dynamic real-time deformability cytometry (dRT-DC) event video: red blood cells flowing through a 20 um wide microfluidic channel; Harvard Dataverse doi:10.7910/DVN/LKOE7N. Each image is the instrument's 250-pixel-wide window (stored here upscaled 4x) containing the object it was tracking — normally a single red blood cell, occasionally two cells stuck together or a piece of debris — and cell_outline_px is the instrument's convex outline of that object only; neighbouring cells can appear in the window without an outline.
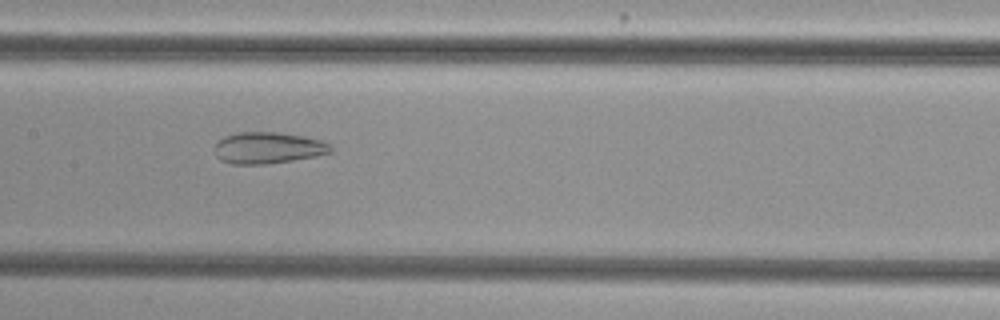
{"species": "common noctule bat (a hibernating species)", "species_latin": "Nyctalus noctula", "temperature_condition": "cold", "stored_images_in_passage": 55, "camera_frame_rate_fps": 3000, "um_per_image_px": 0.085, "animal": {"sex": "female", "body_mass_g": 29.2, "forearm_length_mm": 56.3}, "frame": {"image": 1, "passage_image": 28, "time_ms": 9.0, "image_size_px": [1000, 320], "cell_outline_px": [[332, 152], [316, 156], [292, 160], [264, 164], [232, 164], [220, 160], [216, 156], [216, 144], [224, 136], [236, 132], [276, 132], [304, 136], [320, 140], [328, 144], [332, 148]], "centroid_in_image_um": [22.77, 12.56], "position_along_channel_um": 184.6, "area_um2": 21.15}}
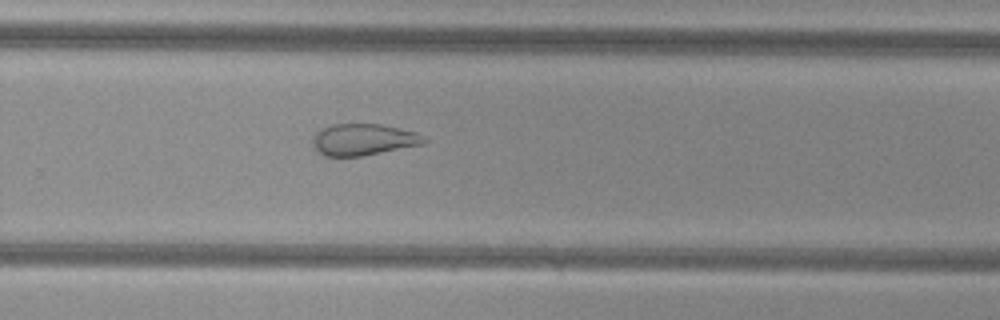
{"frame": {"image": 2, "passage_image": 37, "time_ms": 12.0, "image_size_px": [1000, 320], "cell_outline_px": [[428, 140], [420, 144], [360, 156], [324, 156], [312, 144], [312, 140], [316, 132], [332, 124], [380, 124], [420, 132]], "centroid_in_image_um": [30.9, 11.85], "position_along_channel_um": 298.9, "area_um2": 20.23}}
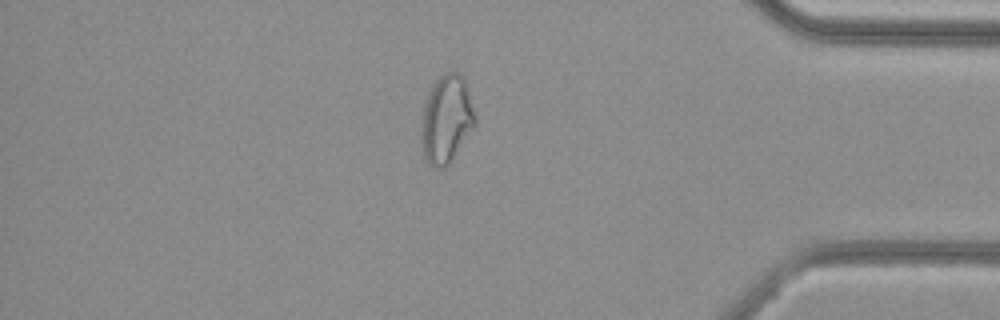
{"frame": {"image": 3, "passage_image": 47, "time_ms": 15.333, "image_size_px": [1000, 320], "cell_outline_px": [[476, 124], [452, 160], [444, 168], [436, 168], [428, 164], [424, 160], [420, 140], [420, 132], [424, 100], [432, 84], [444, 72], [456, 68], [460, 72], [468, 88], [476, 116]], "centroid_in_image_um": [37.93, 10.11], "position_along_channel_um": 397.3, "area_um2": 28.38}, "authors_computed_cell_mechanics": {"area_um2": 28.9578, "velocity_mm_per_s": 3.824, "shape_relaxation_time_tau1_ms": null, "shape_relaxation_time_tau2_ms": 2.1521, "deformation_change_tau1": null, "deformation_change_tau2": 0.1069}}